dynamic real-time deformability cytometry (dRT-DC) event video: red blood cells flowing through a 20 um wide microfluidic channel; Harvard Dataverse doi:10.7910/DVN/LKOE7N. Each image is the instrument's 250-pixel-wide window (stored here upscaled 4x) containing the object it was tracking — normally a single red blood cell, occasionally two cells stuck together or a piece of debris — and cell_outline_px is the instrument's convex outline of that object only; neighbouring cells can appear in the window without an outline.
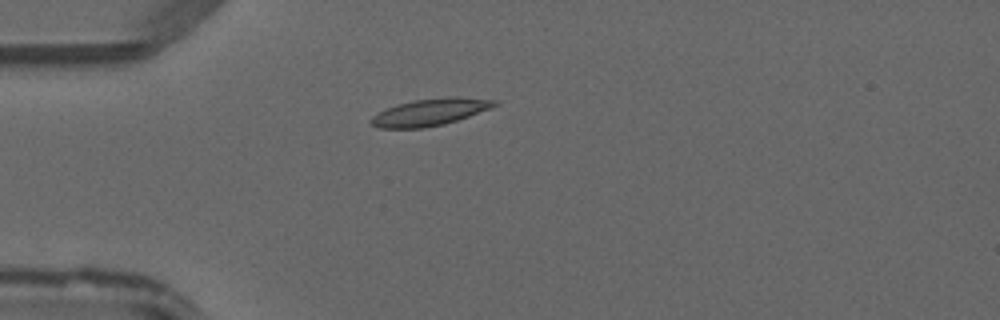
{"species": "common noctule bat (a hibernating species)", "species_latin": "Nyctalus noctula", "temperature_condition": "warm", "stored_images_in_passage": 33, "camera_frame_rate_fps": 3000, "um_per_image_px": 0.085, "animal": {"sex": "male", "forearm_length_mm": 52.5}, "frame": {"image": 1, "passage_image": 3, "time_ms": 0.667, "image_size_px": [1000, 320], "cell_outline_px": [[500, 104], [492, 108], [444, 124], [424, 128], [380, 128], [372, 124], [368, 120], [376, 112], [396, 104], [412, 100], [452, 96], [460, 96], [496, 100]], "centroid_in_image_um": [36.55, 9.51], "position_along_channel_um": 48.5, "area_um2": 19.65}}
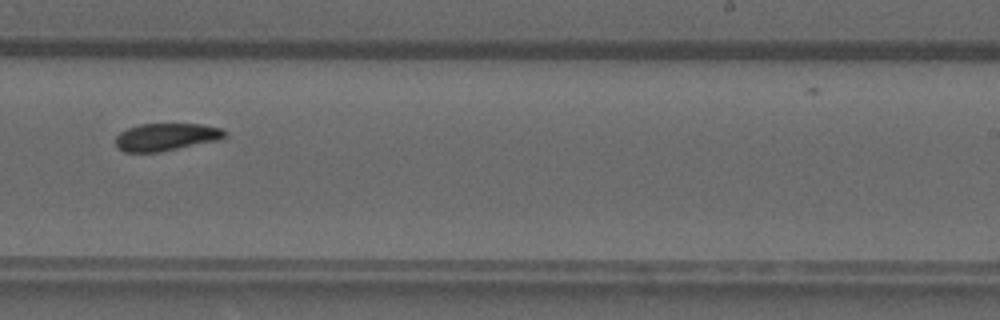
{"frame": {"image": 2, "passage_image": 20, "time_ms": 6.333, "image_size_px": [1000, 320], "cell_outline_px": [[228, 136], [224, 140], [160, 152], [124, 152], [116, 148], [116, 136], [120, 132], [128, 128], [140, 124], [200, 124], [220, 128], [228, 132]], "centroid_in_image_um": [14.19, 11.65], "position_along_channel_um": 274.8, "area_um2": 17.92}}
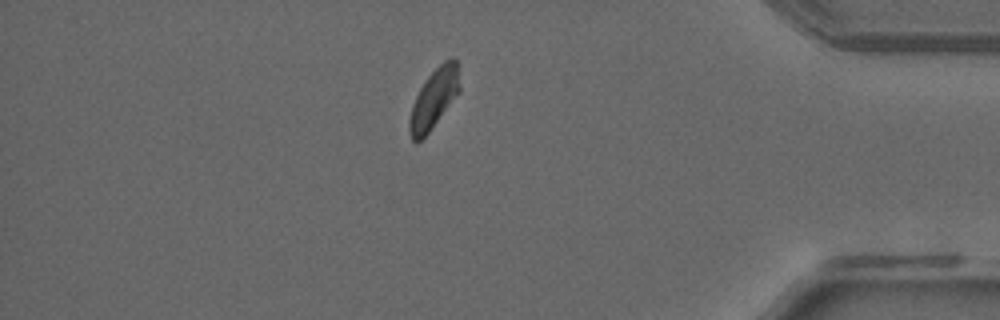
{"frame": {"image": 3, "passage_image": 31, "time_ms": 10.0, "image_size_px": [1000, 320], "cell_outline_px": [[460, 92], [428, 132], [416, 144], [412, 140], [408, 132], [408, 120], [412, 104], [420, 88], [428, 76], [444, 60], [456, 60], [460, 84]], "centroid_in_image_um": [36.86, 8.42], "position_along_channel_um": 398.3, "area_um2": 17.22}}